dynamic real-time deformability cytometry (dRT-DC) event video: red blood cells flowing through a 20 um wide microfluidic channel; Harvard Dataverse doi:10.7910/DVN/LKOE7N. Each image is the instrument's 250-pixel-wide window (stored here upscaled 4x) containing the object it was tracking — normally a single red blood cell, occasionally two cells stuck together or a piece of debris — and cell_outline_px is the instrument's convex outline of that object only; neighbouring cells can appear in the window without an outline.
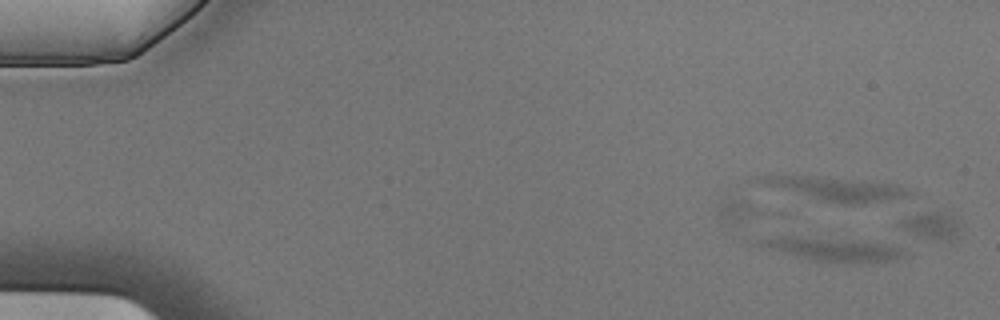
{"species": "Egyptian fruit bat (a non-hibernating species)", "species_latin": "Rousettus aegyptiacus", "temperature_condition": "cold", "stored_images_in_passage": 4, "camera_frame_rate_fps": 3000, "um_per_image_px": 0.085, "animal": {"sex": "male"}, "frame": {"image": 1, "passage_image": 1, "time_ms": 0.0, "image_size_px": [1000, 320], "cell_outline_px": [[904, 256], [896, 260], [856, 264], [812, 260], [760, 248], [752, 244], [756, 240], [780, 232], [860, 240], [884, 244], [900, 248], [904, 252]], "centroid_in_image_um": [70.5, 21.13], "position_along_channel_um": 14.5, "area_um2": 21.62}}